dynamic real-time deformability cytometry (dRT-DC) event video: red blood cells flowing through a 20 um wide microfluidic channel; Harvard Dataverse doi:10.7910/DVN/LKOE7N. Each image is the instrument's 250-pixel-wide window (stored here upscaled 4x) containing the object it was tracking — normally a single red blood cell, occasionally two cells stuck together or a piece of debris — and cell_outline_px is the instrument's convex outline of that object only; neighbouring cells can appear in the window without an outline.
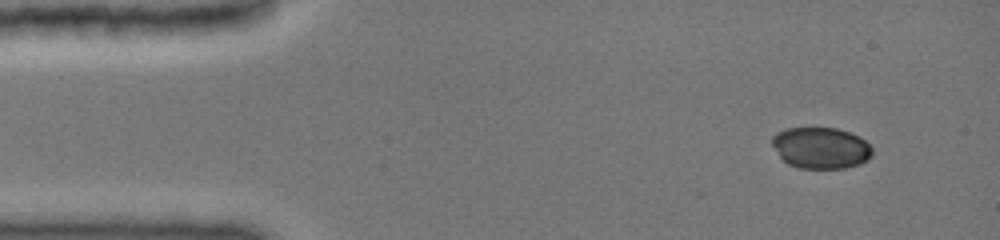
{"species": "common noctule bat (a hibernating species)", "species_latin": "Nyctalus noctula", "temperature_condition": "cold", "stored_images_in_passage": 11, "camera_frame_rate_fps": 3000, "um_per_image_px": 0.085, "animal": {"sex": "female", "body_mass_g": 19.0, "forearm_length_mm": 51.5}, "frame": {"image": 1, "passage_image": 1, "time_ms": 0.0, "image_size_px": [1000, 240], "cell_outline_px": [[872, 156], [868, 160], [860, 164], [844, 168], [800, 168], [788, 164], [780, 156], [772, 144], [772, 136], [776, 132], [788, 128], [836, 128], [860, 136], [872, 148]], "centroid_in_image_um": [69.78, 12.57], "position_along_channel_um": 15.2, "area_um2": 24.1}}
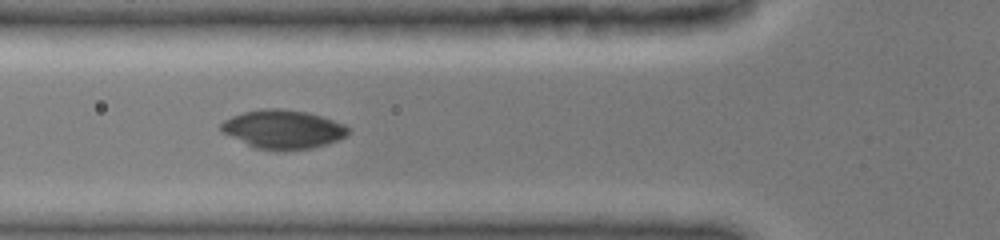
{"frame": {"image": 2, "passage_image": 7, "time_ms": 4.333, "image_size_px": [1000, 240], "cell_outline_px": [[348, 136], [340, 140], [328, 144], [312, 148], [284, 152], [276, 152], [252, 148], [220, 132], [220, 124], [224, 120], [232, 116], [244, 112], [272, 108], [304, 112], [320, 116], [344, 124], [348, 128]], "centroid_in_image_um": [24.03, 11.05], "position_along_channel_um": 101.8, "area_um2": 29.13}}
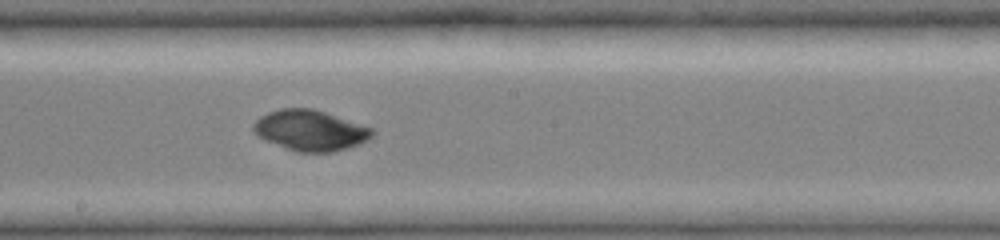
{"frame": {"image": 3, "passage_image": 11, "time_ms": 7.333, "image_size_px": [1000, 240], "cell_outline_px": [[376, 132], [368, 140], [360, 144], [348, 148], [332, 152], [296, 152], [268, 140], [260, 136], [252, 128], [252, 124], [260, 116], [268, 112], [280, 108], [312, 108], [372, 128]], "centroid_in_image_um": [26.4, 11.08], "position_along_channel_um": 221.8, "area_um2": 27.8}}